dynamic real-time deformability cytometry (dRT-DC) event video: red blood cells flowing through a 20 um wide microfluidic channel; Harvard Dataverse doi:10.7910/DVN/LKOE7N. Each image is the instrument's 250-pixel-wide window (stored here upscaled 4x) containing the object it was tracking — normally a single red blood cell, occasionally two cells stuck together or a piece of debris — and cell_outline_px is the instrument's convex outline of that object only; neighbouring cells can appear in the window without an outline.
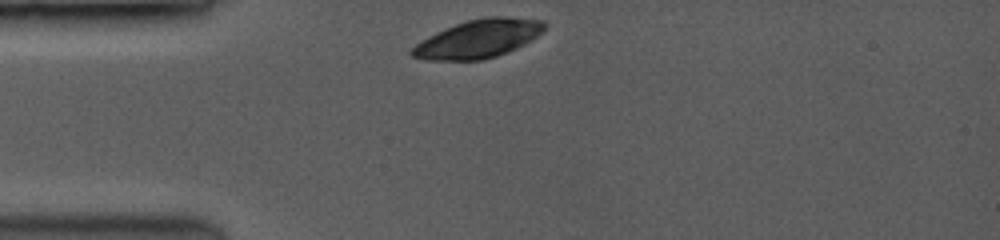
{"species": "common noctule bat (a hibernating species)", "species_latin": "Nyctalus noctula", "temperature_condition": "room temperature", "stored_images_in_passage": 2, "camera_frame_rate_fps": 3500, "um_per_image_px": 0.085, "animal": {"sex": "female", "body_mass_g": 19.0, "forearm_length_mm": 53.3}, "frame": {"image": 1, "passage_image": 1, "time_ms": 0.0, "image_size_px": [1000, 240], "cell_outline_px": [[548, 24], [536, 36], [524, 44], [516, 48], [496, 56], [480, 60], [428, 60], [412, 56], [408, 52], [420, 40], [444, 28], [468, 20], [484, 16], [504, 16], [544, 20]], "centroid_in_image_um": [40.64, 3.28], "position_along_channel_um": 44.4, "area_um2": 29.48}}